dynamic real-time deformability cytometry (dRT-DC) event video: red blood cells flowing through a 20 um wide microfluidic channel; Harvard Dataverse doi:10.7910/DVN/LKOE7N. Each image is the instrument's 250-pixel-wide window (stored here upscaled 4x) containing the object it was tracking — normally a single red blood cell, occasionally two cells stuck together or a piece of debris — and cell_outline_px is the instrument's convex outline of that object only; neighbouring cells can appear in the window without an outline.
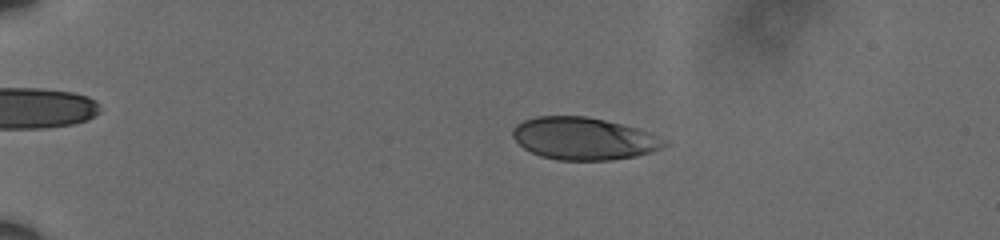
{"species": "human", "species_latin": "Homo sapiens", "temperature_condition": "cold", "stored_images_in_passage": 56, "camera_frame_rate_fps": 3000, "um_per_image_px": 0.085, "donor": {"sex": "male"}, "frame": {"image": 1, "passage_image": 14, "time_ms": 4.333, "image_size_px": [1000, 240], "cell_outline_px": [[668, 144], [652, 152], [636, 156], [612, 160], [556, 160], [540, 156], [524, 148], [512, 136], [512, 128], [516, 124], [524, 120], [536, 116], [588, 116], [636, 128], [648, 132], [668, 140]], "centroid_in_image_um": [49.61, 11.78], "position_along_channel_um": 35.4, "area_um2": 37.45}}
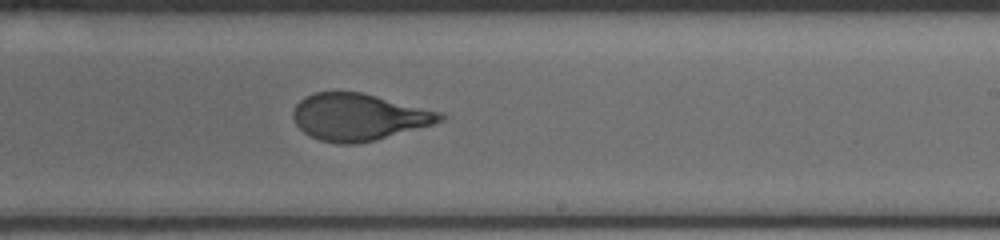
{"frame": {"image": 2, "passage_image": 36, "time_ms": 11.667, "image_size_px": [1000, 240], "cell_outline_px": [[444, 120], [432, 124], [376, 140], [356, 144], [336, 144], [320, 140], [308, 136], [296, 124], [292, 116], [292, 112], [296, 104], [300, 100], [316, 92], [360, 92], [444, 112]], "centroid_in_image_um": [30.48, 9.95], "position_along_channel_um": 258.5, "area_um2": 40.11}}
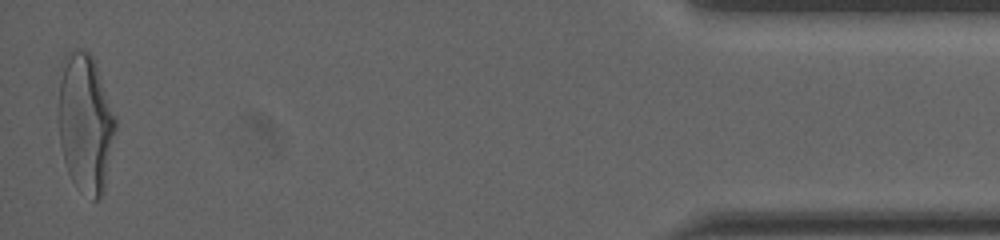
{"frame": {"image": 3, "passage_image": 56, "time_ms": 18.333, "image_size_px": [1000, 240], "cell_outline_px": [[116, 128], [104, 192], [100, 200], [92, 200], [76, 188], [68, 172], [64, 160], [60, 144], [60, 80], [64, 56], [68, 52], [84, 48], [92, 56], [116, 116]], "centroid_in_image_um": [7.28, 10.52], "position_along_channel_um": 427.9, "area_um2": 45.89}, "authors_computed_cell_mechanics": {"area_um2": 40.1421, "velocity_mm_per_s": 3.6074, "shape_relaxation_time_tau1_ms": 2.9398, "shape_relaxation_time_tau2_ms": null, "deformation_change_tau1": 0.1742, "deformation_change_tau2": null}}